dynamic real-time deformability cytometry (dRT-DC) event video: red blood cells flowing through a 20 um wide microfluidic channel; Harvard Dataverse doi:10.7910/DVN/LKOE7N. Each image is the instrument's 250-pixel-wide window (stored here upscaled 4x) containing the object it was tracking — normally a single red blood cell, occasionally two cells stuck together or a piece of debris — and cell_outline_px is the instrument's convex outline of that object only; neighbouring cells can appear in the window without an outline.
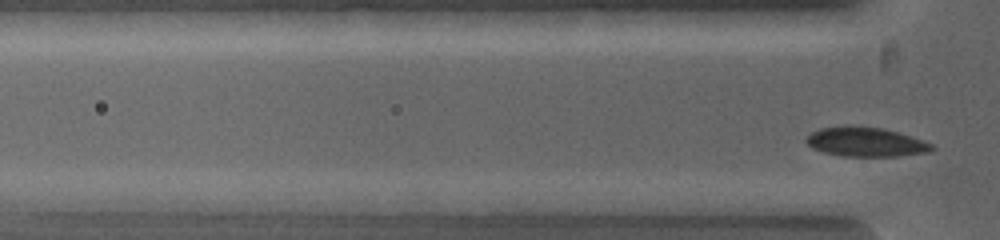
{"species": "common noctule bat (a hibernating species)", "species_latin": "Nyctalus noctula", "temperature_condition": "warm", "stored_images_in_passage": 3, "camera_frame_rate_fps": 5000, "um_per_image_px": 0.085, "animal": {"sex": "female", "body_mass_g": 19.0, "forearm_length_mm": 53.3}, "frame": {"image": 1, "passage_image": 3, "time_ms": 0.8, "image_size_px": [1000, 240], "cell_outline_px": [[936, 148], [932, 152], [896, 156], [844, 156], [824, 152], [812, 148], [804, 140], [812, 132], [820, 128], [844, 124], [852, 124], [884, 128], [932, 144]], "centroid_in_image_um": [73.55, 12.04], "position_along_channel_um": 52.2, "area_um2": 21.68}}